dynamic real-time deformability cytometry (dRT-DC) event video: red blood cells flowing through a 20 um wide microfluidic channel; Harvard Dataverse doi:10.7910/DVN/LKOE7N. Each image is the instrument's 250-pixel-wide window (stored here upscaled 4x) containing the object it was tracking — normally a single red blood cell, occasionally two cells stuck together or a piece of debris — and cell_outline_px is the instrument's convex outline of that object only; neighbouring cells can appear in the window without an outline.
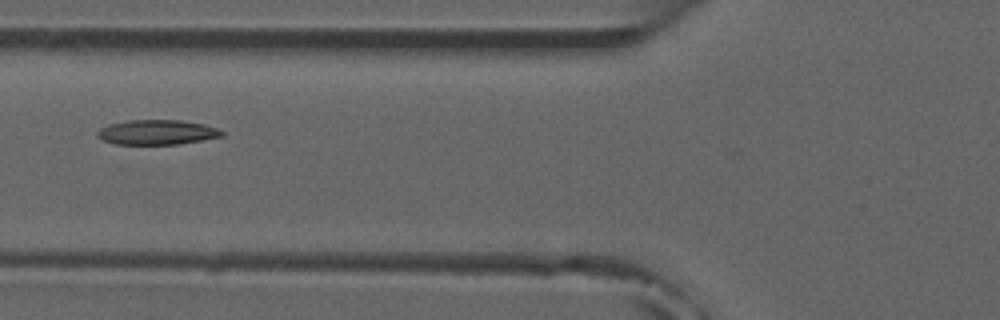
{"species": "common noctule bat (a hibernating species)", "species_latin": "Nyctalus noctula", "temperature_condition": "room temperature", "stored_images_in_passage": 6, "camera_frame_rate_fps": 3000, "um_per_image_px": 0.085, "animal": {"sex": "male", "forearm_length_mm": 52.5}, "frame": {"image": 1, "passage_image": 5, "time_ms": 5.667, "image_size_px": [1000, 320], "cell_outline_px": [[224, 136], [176, 144], [112, 144], [100, 140], [96, 136], [96, 132], [100, 128], [108, 124], [128, 120], [180, 120], [204, 124], [216, 128], [224, 132]], "centroid_in_image_um": [13.28, 11.24], "position_along_channel_um": 112.5, "area_um2": 18.09}}
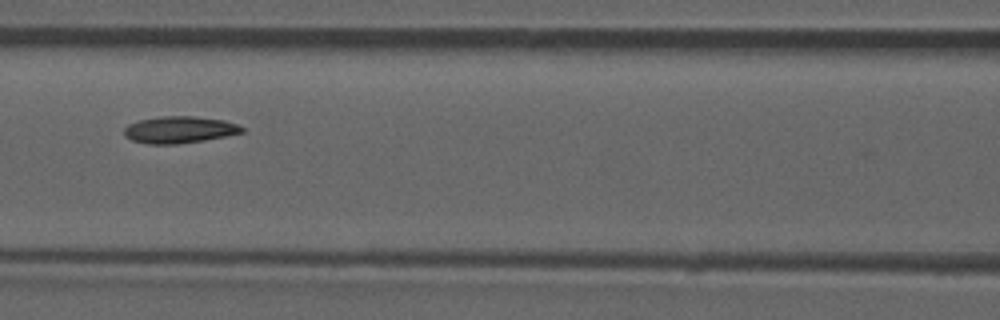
{"frame": {"image": 2, "passage_image": 6, "time_ms": 6.667, "image_size_px": [1000, 320], "cell_outline_px": [[244, 132], [204, 140], [176, 144], [148, 144], [132, 140], [124, 136], [124, 128], [128, 124], [140, 120], [164, 116], [192, 116], [224, 120], [236, 124], [244, 128]], "centroid_in_image_um": [15.23, 11.03], "position_along_channel_um": 151.4, "area_um2": 18.26}}